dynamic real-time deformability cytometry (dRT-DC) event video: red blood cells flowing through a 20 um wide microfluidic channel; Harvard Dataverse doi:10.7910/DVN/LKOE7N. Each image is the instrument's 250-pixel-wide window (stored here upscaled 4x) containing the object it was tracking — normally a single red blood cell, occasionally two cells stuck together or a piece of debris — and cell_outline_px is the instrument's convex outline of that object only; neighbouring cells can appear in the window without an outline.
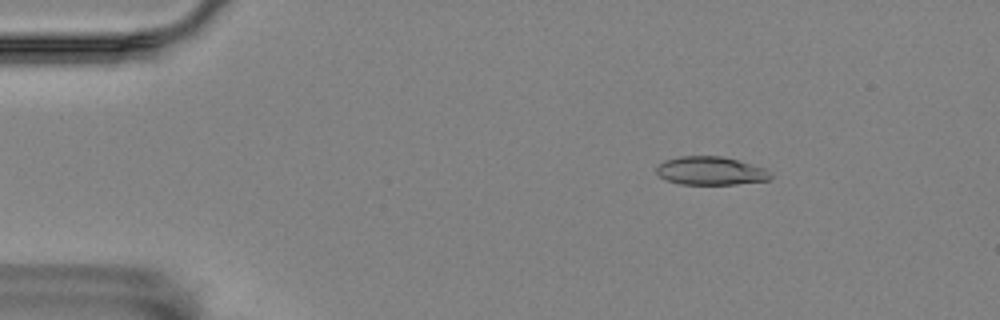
{"species": "Egyptian fruit bat (a non-hibernating species)", "species_latin": "Rousettus aegyptiacus", "temperature_condition": "room temperature", "stored_images_in_passage": 5, "camera_frame_rate_fps": 3000, "um_per_image_px": 0.085, "animal": {"sex": "female"}, "frame": {"image": 1, "passage_image": 3, "time_ms": 0.667, "image_size_px": [1000, 320], "cell_outline_px": [[772, 176], [768, 180], [736, 184], [680, 184], [664, 180], [656, 172], [656, 168], [664, 160], [680, 156], [720, 156], [752, 164], [764, 168]], "centroid_in_image_um": [60.36, 14.52], "position_along_channel_um": 24.6, "area_um2": 18.73}}